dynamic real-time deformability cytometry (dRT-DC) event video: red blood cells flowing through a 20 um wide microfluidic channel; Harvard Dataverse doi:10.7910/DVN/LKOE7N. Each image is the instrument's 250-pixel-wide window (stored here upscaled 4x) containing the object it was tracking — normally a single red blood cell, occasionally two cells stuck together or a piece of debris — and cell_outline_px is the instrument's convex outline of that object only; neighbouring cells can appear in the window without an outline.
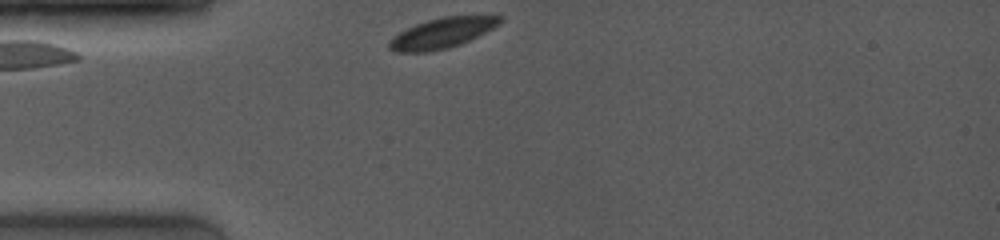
{"species": "common noctule bat (a hibernating species)", "species_latin": "Nyctalus noctula", "temperature_condition": "room temperature", "stored_images_in_passage": 29, "camera_frame_rate_fps": 4000, "um_per_image_px": 0.085, "animal": {"sex": "female", "body_mass_g": 19.0, "forearm_length_mm": 53.3}, "frame": {"image": 1, "passage_image": 1, "time_ms": 0.0, "image_size_px": [1000, 240], "cell_outline_px": [[504, 20], [500, 24], [460, 44], [448, 48], [428, 52], [392, 52], [388, 48], [388, 40], [392, 36], [416, 24], [440, 16], [504, 16]], "centroid_in_image_um": [37.53, 2.81], "position_along_channel_um": 47.5, "area_um2": 19.48}}
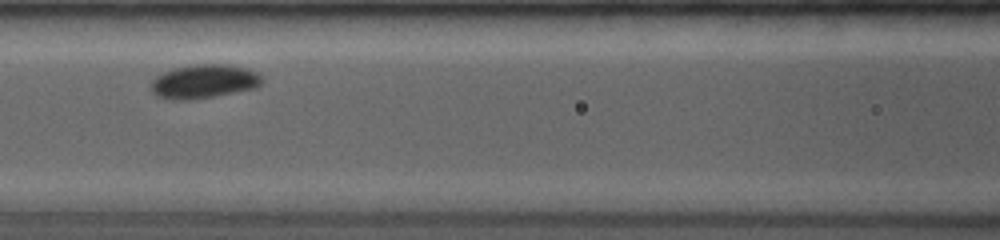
{"frame": {"image": 2, "passage_image": 15, "time_ms": 3.0, "image_size_px": [1000, 240], "cell_outline_px": [[264, 80], [256, 88], [192, 100], [172, 100], [156, 96], [152, 92], [152, 80], [156, 76], [164, 72], [176, 68], [196, 64], [228, 64], [244, 68], [256, 72]], "centroid_in_image_um": [17.33, 6.93], "position_along_channel_um": 149.3, "area_um2": 21.79}}
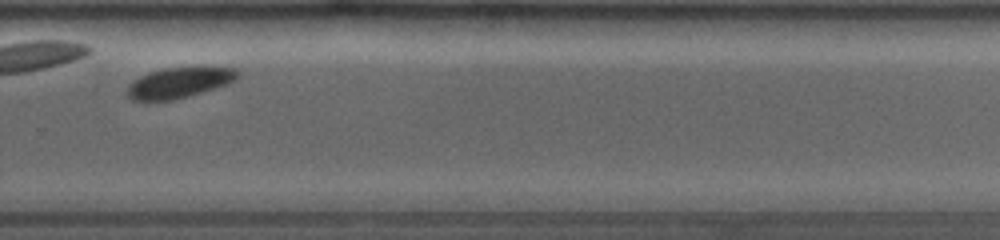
{"frame": {"image": 3, "passage_image": 27, "time_ms": 7.25, "image_size_px": [1000, 240], "cell_outline_px": [[240, 76], [236, 80], [228, 84], [188, 96], [172, 100], [132, 100], [124, 92], [128, 84], [132, 80], [148, 72], [164, 68], [200, 64], [204, 64], [236, 68], [240, 72]], "centroid_in_image_um": [15.29, 6.96], "position_along_channel_um": 314.5, "area_um2": 20.69}}